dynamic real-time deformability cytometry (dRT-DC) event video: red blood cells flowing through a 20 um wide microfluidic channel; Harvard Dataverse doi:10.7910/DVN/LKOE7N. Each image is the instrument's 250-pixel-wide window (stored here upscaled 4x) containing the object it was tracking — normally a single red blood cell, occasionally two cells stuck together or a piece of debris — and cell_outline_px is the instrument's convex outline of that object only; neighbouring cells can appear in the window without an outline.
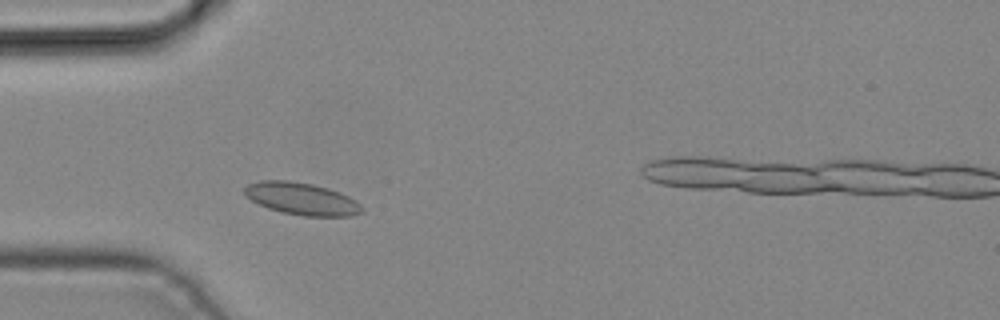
{"species": "common noctule bat (a hibernating species)", "species_latin": "Nyctalus noctula", "temperature_condition": "cold", "stored_images_in_passage": 2, "camera_frame_rate_fps": 3000, "um_per_image_px": 0.085, "animal": {"sex": "male", "body_mass_g": 19.2, "forearm_length_mm": 51.8}, "frame": {"image": 1, "passage_image": 1, "time_ms": 0.0, "image_size_px": [1000, 320], "cell_outline_px": [[364, 212], [352, 216], [304, 216], [280, 212], [268, 208], [244, 196], [244, 188], [248, 184], [260, 180], [288, 180], [312, 184], [328, 188], [340, 192], [356, 200], [364, 208]], "centroid_in_image_um": [25.66, 16.9], "position_along_channel_um": 59.3, "area_um2": 22.25}}